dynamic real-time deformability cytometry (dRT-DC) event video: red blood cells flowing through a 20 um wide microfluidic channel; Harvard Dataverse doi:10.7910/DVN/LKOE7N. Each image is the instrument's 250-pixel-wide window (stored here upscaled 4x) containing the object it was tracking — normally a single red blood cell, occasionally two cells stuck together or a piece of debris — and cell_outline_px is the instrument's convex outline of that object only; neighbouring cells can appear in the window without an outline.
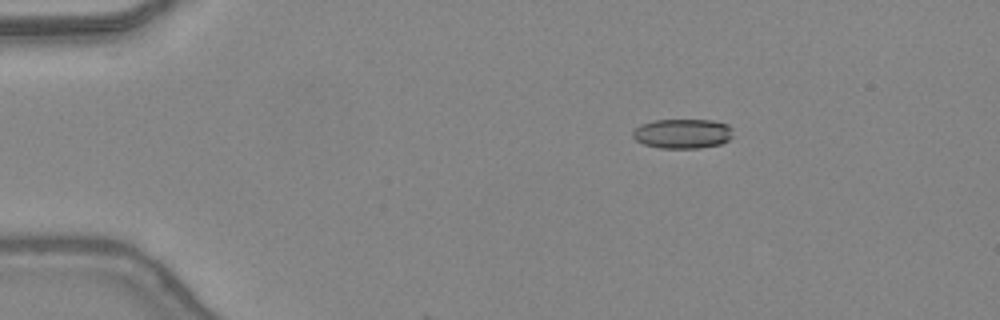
{"species": "common noctule bat (a hibernating species)", "species_latin": "Nyctalus noctula", "temperature_condition": "warm", "stored_images_in_passage": 15, "camera_frame_rate_fps": 3000, "um_per_image_px": 0.085, "animal": {"sex": "female", "body_mass_g": 24.6, "forearm_length_mm": 56.2}, "frame": {"image": 1, "passage_image": 9, "time_ms": 2.667, "image_size_px": [1000, 320], "cell_outline_px": [[732, 136], [728, 140], [720, 144], [700, 148], [660, 148], [644, 144], [636, 140], [632, 136], [632, 132], [640, 124], [652, 120], [712, 120], [728, 124], [732, 128]], "centroid_in_image_um": [58.01, 11.35], "position_along_channel_um": 27.0, "area_um2": 17.4}}